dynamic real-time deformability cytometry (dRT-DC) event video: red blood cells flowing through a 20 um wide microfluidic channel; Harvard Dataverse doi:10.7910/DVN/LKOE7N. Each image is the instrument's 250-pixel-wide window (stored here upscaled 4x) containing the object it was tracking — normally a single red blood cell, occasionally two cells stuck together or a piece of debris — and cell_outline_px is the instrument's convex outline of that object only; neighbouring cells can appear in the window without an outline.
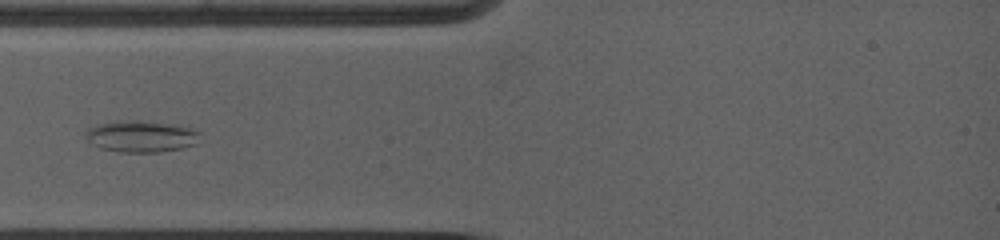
{"species": "common noctule bat (a hibernating species)", "species_latin": "Nyctalus noctula", "temperature_condition": "warm", "stored_images_in_passage": 14, "camera_frame_rate_fps": 5000, "um_per_image_px": 0.085, "animal": {"sex": "female", "body_mass_g": 19.0, "forearm_length_mm": 53.3}, "frame": {"image": 1, "passage_image": 6, "time_ms": 2.4, "image_size_px": [1000, 240], "cell_outline_px": [[200, 132], [196, 144], [180, 148], [160, 152], [120, 152], [100, 148], [92, 144], [84, 136], [84, 132], [88, 128], [100, 124], [116, 120], [140, 120], [176, 124], [192, 128]], "centroid_in_image_um": [11.98, 11.58], "position_along_channel_um": 73.0, "area_um2": 21.27}}
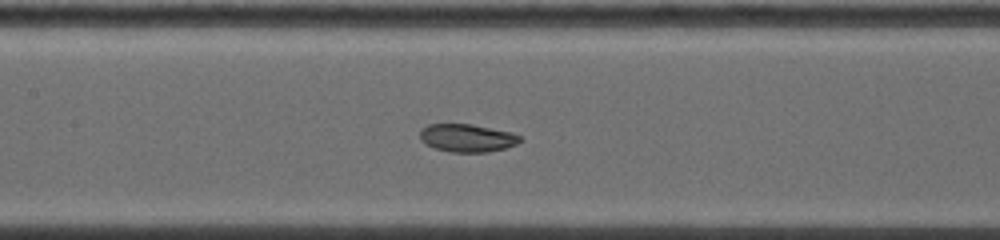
{"frame": {"image": 2, "passage_image": 11, "time_ms": 4.8, "image_size_px": [1000, 240], "cell_outline_px": [[524, 140], [516, 144], [504, 148], [488, 152], [448, 152], [424, 144], [420, 140], [420, 128], [428, 124], [472, 124], [512, 132], [520, 136]], "centroid_in_image_um": [39.69, 11.72], "position_along_channel_um": 167.7, "area_um2": 16.47}}
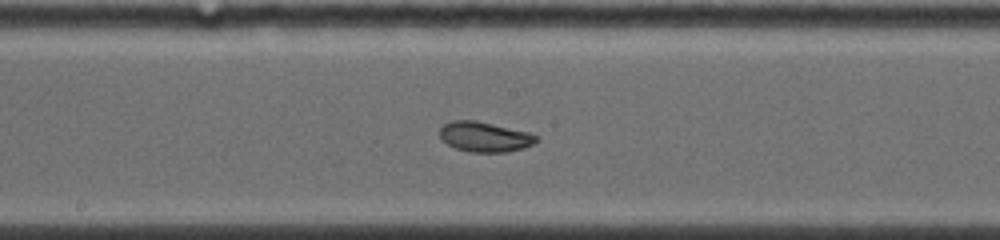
{"frame": {"image": 3, "passage_image": 13, "time_ms": 5.8, "image_size_px": [1000, 240], "cell_outline_px": [[540, 140], [524, 148], [508, 152], [468, 152], [456, 148], [448, 144], [440, 136], [440, 128], [444, 124], [452, 120], [476, 120], [532, 132], [540, 136]], "centroid_in_image_um": [41.27, 11.62], "position_along_channel_um": 206.9, "area_um2": 17.22}}